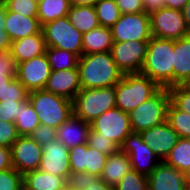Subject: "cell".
<instances>
[{
	"label": "cell",
	"mask_w": 190,
	"mask_h": 190,
	"mask_svg": "<svg viewBox=\"0 0 190 190\" xmlns=\"http://www.w3.org/2000/svg\"><path fill=\"white\" fill-rule=\"evenodd\" d=\"M77 67L82 89L116 86L123 77L111 52L82 55Z\"/></svg>",
	"instance_id": "obj_1"
},
{
	"label": "cell",
	"mask_w": 190,
	"mask_h": 190,
	"mask_svg": "<svg viewBox=\"0 0 190 190\" xmlns=\"http://www.w3.org/2000/svg\"><path fill=\"white\" fill-rule=\"evenodd\" d=\"M140 73L148 76L160 87L174 86V40L152 36Z\"/></svg>",
	"instance_id": "obj_2"
},
{
	"label": "cell",
	"mask_w": 190,
	"mask_h": 190,
	"mask_svg": "<svg viewBox=\"0 0 190 190\" xmlns=\"http://www.w3.org/2000/svg\"><path fill=\"white\" fill-rule=\"evenodd\" d=\"M160 88L155 81L141 73L124 74L115 86L116 107L130 113Z\"/></svg>",
	"instance_id": "obj_3"
},
{
	"label": "cell",
	"mask_w": 190,
	"mask_h": 190,
	"mask_svg": "<svg viewBox=\"0 0 190 190\" xmlns=\"http://www.w3.org/2000/svg\"><path fill=\"white\" fill-rule=\"evenodd\" d=\"M28 101L37 112L40 124L55 129L73 114V101L44 89L29 92Z\"/></svg>",
	"instance_id": "obj_4"
},
{
	"label": "cell",
	"mask_w": 190,
	"mask_h": 190,
	"mask_svg": "<svg viewBox=\"0 0 190 190\" xmlns=\"http://www.w3.org/2000/svg\"><path fill=\"white\" fill-rule=\"evenodd\" d=\"M115 107V86L81 89L73 100V114L88 123Z\"/></svg>",
	"instance_id": "obj_5"
},
{
	"label": "cell",
	"mask_w": 190,
	"mask_h": 190,
	"mask_svg": "<svg viewBox=\"0 0 190 190\" xmlns=\"http://www.w3.org/2000/svg\"><path fill=\"white\" fill-rule=\"evenodd\" d=\"M170 103L168 88L161 87L152 97L129 113L132 132H142L167 121Z\"/></svg>",
	"instance_id": "obj_6"
},
{
	"label": "cell",
	"mask_w": 190,
	"mask_h": 190,
	"mask_svg": "<svg viewBox=\"0 0 190 190\" xmlns=\"http://www.w3.org/2000/svg\"><path fill=\"white\" fill-rule=\"evenodd\" d=\"M46 47L66 50L82 56L83 34L76 30L67 16L58 18L42 26Z\"/></svg>",
	"instance_id": "obj_7"
},
{
	"label": "cell",
	"mask_w": 190,
	"mask_h": 190,
	"mask_svg": "<svg viewBox=\"0 0 190 190\" xmlns=\"http://www.w3.org/2000/svg\"><path fill=\"white\" fill-rule=\"evenodd\" d=\"M151 35L177 40L190 35L182 11L162 7L149 13Z\"/></svg>",
	"instance_id": "obj_8"
},
{
	"label": "cell",
	"mask_w": 190,
	"mask_h": 190,
	"mask_svg": "<svg viewBox=\"0 0 190 190\" xmlns=\"http://www.w3.org/2000/svg\"><path fill=\"white\" fill-rule=\"evenodd\" d=\"M119 149L129 156L132 169L146 177L161 162L153 150L143 141L139 132H131Z\"/></svg>",
	"instance_id": "obj_9"
},
{
	"label": "cell",
	"mask_w": 190,
	"mask_h": 190,
	"mask_svg": "<svg viewBox=\"0 0 190 190\" xmlns=\"http://www.w3.org/2000/svg\"><path fill=\"white\" fill-rule=\"evenodd\" d=\"M111 30L114 42L149 41L152 38L148 12L121 14Z\"/></svg>",
	"instance_id": "obj_10"
},
{
	"label": "cell",
	"mask_w": 190,
	"mask_h": 190,
	"mask_svg": "<svg viewBox=\"0 0 190 190\" xmlns=\"http://www.w3.org/2000/svg\"><path fill=\"white\" fill-rule=\"evenodd\" d=\"M90 125L93 131L101 133L105 138H110L119 147L132 132L129 113L122 111L118 107L105 111L93 120Z\"/></svg>",
	"instance_id": "obj_11"
},
{
	"label": "cell",
	"mask_w": 190,
	"mask_h": 190,
	"mask_svg": "<svg viewBox=\"0 0 190 190\" xmlns=\"http://www.w3.org/2000/svg\"><path fill=\"white\" fill-rule=\"evenodd\" d=\"M149 41L114 42L111 54L118 69L124 74L140 73L146 59Z\"/></svg>",
	"instance_id": "obj_12"
},
{
	"label": "cell",
	"mask_w": 190,
	"mask_h": 190,
	"mask_svg": "<svg viewBox=\"0 0 190 190\" xmlns=\"http://www.w3.org/2000/svg\"><path fill=\"white\" fill-rule=\"evenodd\" d=\"M51 74L46 54L17 64L16 78L28 92L43 90Z\"/></svg>",
	"instance_id": "obj_13"
},
{
	"label": "cell",
	"mask_w": 190,
	"mask_h": 190,
	"mask_svg": "<svg viewBox=\"0 0 190 190\" xmlns=\"http://www.w3.org/2000/svg\"><path fill=\"white\" fill-rule=\"evenodd\" d=\"M43 147L31 136H19L11 146L12 165L24 175L39 168Z\"/></svg>",
	"instance_id": "obj_14"
},
{
	"label": "cell",
	"mask_w": 190,
	"mask_h": 190,
	"mask_svg": "<svg viewBox=\"0 0 190 190\" xmlns=\"http://www.w3.org/2000/svg\"><path fill=\"white\" fill-rule=\"evenodd\" d=\"M108 156L85 144L69 149L71 172H87L100 177Z\"/></svg>",
	"instance_id": "obj_15"
},
{
	"label": "cell",
	"mask_w": 190,
	"mask_h": 190,
	"mask_svg": "<svg viewBox=\"0 0 190 190\" xmlns=\"http://www.w3.org/2000/svg\"><path fill=\"white\" fill-rule=\"evenodd\" d=\"M42 147L43 154L38 169L67 179L71 173L69 149L57 139L52 140Z\"/></svg>",
	"instance_id": "obj_16"
},
{
	"label": "cell",
	"mask_w": 190,
	"mask_h": 190,
	"mask_svg": "<svg viewBox=\"0 0 190 190\" xmlns=\"http://www.w3.org/2000/svg\"><path fill=\"white\" fill-rule=\"evenodd\" d=\"M140 134L143 141L153 150L161 162L165 160L180 139L178 133L171 127L168 121L144 130Z\"/></svg>",
	"instance_id": "obj_17"
},
{
	"label": "cell",
	"mask_w": 190,
	"mask_h": 190,
	"mask_svg": "<svg viewBox=\"0 0 190 190\" xmlns=\"http://www.w3.org/2000/svg\"><path fill=\"white\" fill-rule=\"evenodd\" d=\"M81 89L78 69L51 71L44 88L45 91L63 96L71 101Z\"/></svg>",
	"instance_id": "obj_18"
},
{
	"label": "cell",
	"mask_w": 190,
	"mask_h": 190,
	"mask_svg": "<svg viewBox=\"0 0 190 190\" xmlns=\"http://www.w3.org/2000/svg\"><path fill=\"white\" fill-rule=\"evenodd\" d=\"M148 190H184L186 180L183 172L163 161L147 177Z\"/></svg>",
	"instance_id": "obj_19"
},
{
	"label": "cell",
	"mask_w": 190,
	"mask_h": 190,
	"mask_svg": "<svg viewBox=\"0 0 190 190\" xmlns=\"http://www.w3.org/2000/svg\"><path fill=\"white\" fill-rule=\"evenodd\" d=\"M90 123L72 114L57 128V140L68 149L87 143Z\"/></svg>",
	"instance_id": "obj_20"
},
{
	"label": "cell",
	"mask_w": 190,
	"mask_h": 190,
	"mask_svg": "<svg viewBox=\"0 0 190 190\" xmlns=\"http://www.w3.org/2000/svg\"><path fill=\"white\" fill-rule=\"evenodd\" d=\"M4 29L11 41L14 42L38 34L42 27L37 17H25L7 9Z\"/></svg>",
	"instance_id": "obj_21"
},
{
	"label": "cell",
	"mask_w": 190,
	"mask_h": 190,
	"mask_svg": "<svg viewBox=\"0 0 190 190\" xmlns=\"http://www.w3.org/2000/svg\"><path fill=\"white\" fill-rule=\"evenodd\" d=\"M10 51L17 64L45 54L46 44L42 30L38 34L12 42Z\"/></svg>",
	"instance_id": "obj_22"
},
{
	"label": "cell",
	"mask_w": 190,
	"mask_h": 190,
	"mask_svg": "<svg viewBox=\"0 0 190 190\" xmlns=\"http://www.w3.org/2000/svg\"><path fill=\"white\" fill-rule=\"evenodd\" d=\"M131 169L129 156L119 149L114 154L108 156L100 179L109 186L115 187Z\"/></svg>",
	"instance_id": "obj_23"
},
{
	"label": "cell",
	"mask_w": 190,
	"mask_h": 190,
	"mask_svg": "<svg viewBox=\"0 0 190 190\" xmlns=\"http://www.w3.org/2000/svg\"><path fill=\"white\" fill-rule=\"evenodd\" d=\"M113 43L111 28L98 26L83 34L82 55L111 52Z\"/></svg>",
	"instance_id": "obj_24"
},
{
	"label": "cell",
	"mask_w": 190,
	"mask_h": 190,
	"mask_svg": "<svg viewBox=\"0 0 190 190\" xmlns=\"http://www.w3.org/2000/svg\"><path fill=\"white\" fill-rule=\"evenodd\" d=\"M67 185V179L39 169L23 175L25 190H62Z\"/></svg>",
	"instance_id": "obj_25"
},
{
	"label": "cell",
	"mask_w": 190,
	"mask_h": 190,
	"mask_svg": "<svg viewBox=\"0 0 190 190\" xmlns=\"http://www.w3.org/2000/svg\"><path fill=\"white\" fill-rule=\"evenodd\" d=\"M190 77V35L174 40V85Z\"/></svg>",
	"instance_id": "obj_26"
},
{
	"label": "cell",
	"mask_w": 190,
	"mask_h": 190,
	"mask_svg": "<svg viewBox=\"0 0 190 190\" xmlns=\"http://www.w3.org/2000/svg\"><path fill=\"white\" fill-rule=\"evenodd\" d=\"M67 18L72 26L82 34L100 26L94 6L71 5Z\"/></svg>",
	"instance_id": "obj_27"
},
{
	"label": "cell",
	"mask_w": 190,
	"mask_h": 190,
	"mask_svg": "<svg viewBox=\"0 0 190 190\" xmlns=\"http://www.w3.org/2000/svg\"><path fill=\"white\" fill-rule=\"evenodd\" d=\"M70 0H42L38 3L37 18L41 27L58 18L67 16Z\"/></svg>",
	"instance_id": "obj_28"
},
{
	"label": "cell",
	"mask_w": 190,
	"mask_h": 190,
	"mask_svg": "<svg viewBox=\"0 0 190 190\" xmlns=\"http://www.w3.org/2000/svg\"><path fill=\"white\" fill-rule=\"evenodd\" d=\"M28 93L16 78V74L0 72V102L24 101L28 99Z\"/></svg>",
	"instance_id": "obj_29"
},
{
	"label": "cell",
	"mask_w": 190,
	"mask_h": 190,
	"mask_svg": "<svg viewBox=\"0 0 190 190\" xmlns=\"http://www.w3.org/2000/svg\"><path fill=\"white\" fill-rule=\"evenodd\" d=\"M19 136H30L40 125L37 112L28 99L19 104L18 118L14 120Z\"/></svg>",
	"instance_id": "obj_30"
},
{
	"label": "cell",
	"mask_w": 190,
	"mask_h": 190,
	"mask_svg": "<svg viewBox=\"0 0 190 190\" xmlns=\"http://www.w3.org/2000/svg\"><path fill=\"white\" fill-rule=\"evenodd\" d=\"M67 185L74 190H115V187L103 182L99 176L87 172H71Z\"/></svg>",
	"instance_id": "obj_31"
},
{
	"label": "cell",
	"mask_w": 190,
	"mask_h": 190,
	"mask_svg": "<svg viewBox=\"0 0 190 190\" xmlns=\"http://www.w3.org/2000/svg\"><path fill=\"white\" fill-rule=\"evenodd\" d=\"M163 162L184 172L190 166V139L180 138Z\"/></svg>",
	"instance_id": "obj_32"
},
{
	"label": "cell",
	"mask_w": 190,
	"mask_h": 190,
	"mask_svg": "<svg viewBox=\"0 0 190 190\" xmlns=\"http://www.w3.org/2000/svg\"><path fill=\"white\" fill-rule=\"evenodd\" d=\"M45 54L51 66V71L78 69L79 57L72 52L53 47H46Z\"/></svg>",
	"instance_id": "obj_33"
},
{
	"label": "cell",
	"mask_w": 190,
	"mask_h": 190,
	"mask_svg": "<svg viewBox=\"0 0 190 190\" xmlns=\"http://www.w3.org/2000/svg\"><path fill=\"white\" fill-rule=\"evenodd\" d=\"M167 121L180 138L190 139V114L177 109L171 102L167 109Z\"/></svg>",
	"instance_id": "obj_34"
},
{
	"label": "cell",
	"mask_w": 190,
	"mask_h": 190,
	"mask_svg": "<svg viewBox=\"0 0 190 190\" xmlns=\"http://www.w3.org/2000/svg\"><path fill=\"white\" fill-rule=\"evenodd\" d=\"M94 7L100 26L111 28L121 16L114 0H98Z\"/></svg>",
	"instance_id": "obj_35"
},
{
	"label": "cell",
	"mask_w": 190,
	"mask_h": 190,
	"mask_svg": "<svg viewBox=\"0 0 190 190\" xmlns=\"http://www.w3.org/2000/svg\"><path fill=\"white\" fill-rule=\"evenodd\" d=\"M115 190H148L147 177L131 169L118 182Z\"/></svg>",
	"instance_id": "obj_36"
},
{
	"label": "cell",
	"mask_w": 190,
	"mask_h": 190,
	"mask_svg": "<svg viewBox=\"0 0 190 190\" xmlns=\"http://www.w3.org/2000/svg\"><path fill=\"white\" fill-rule=\"evenodd\" d=\"M87 145L107 156L119 150V146L114 141L110 138L103 137L101 133L93 131L92 129L89 131Z\"/></svg>",
	"instance_id": "obj_37"
},
{
	"label": "cell",
	"mask_w": 190,
	"mask_h": 190,
	"mask_svg": "<svg viewBox=\"0 0 190 190\" xmlns=\"http://www.w3.org/2000/svg\"><path fill=\"white\" fill-rule=\"evenodd\" d=\"M23 189V175L15 168L0 171V190Z\"/></svg>",
	"instance_id": "obj_38"
},
{
	"label": "cell",
	"mask_w": 190,
	"mask_h": 190,
	"mask_svg": "<svg viewBox=\"0 0 190 190\" xmlns=\"http://www.w3.org/2000/svg\"><path fill=\"white\" fill-rule=\"evenodd\" d=\"M170 102L179 110L190 114V92L181 85L168 88Z\"/></svg>",
	"instance_id": "obj_39"
},
{
	"label": "cell",
	"mask_w": 190,
	"mask_h": 190,
	"mask_svg": "<svg viewBox=\"0 0 190 190\" xmlns=\"http://www.w3.org/2000/svg\"><path fill=\"white\" fill-rule=\"evenodd\" d=\"M7 9L25 17H37L38 4L33 0H4Z\"/></svg>",
	"instance_id": "obj_40"
},
{
	"label": "cell",
	"mask_w": 190,
	"mask_h": 190,
	"mask_svg": "<svg viewBox=\"0 0 190 190\" xmlns=\"http://www.w3.org/2000/svg\"><path fill=\"white\" fill-rule=\"evenodd\" d=\"M18 137L19 134L14 122L0 120V146L11 148Z\"/></svg>",
	"instance_id": "obj_41"
},
{
	"label": "cell",
	"mask_w": 190,
	"mask_h": 190,
	"mask_svg": "<svg viewBox=\"0 0 190 190\" xmlns=\"http://www.w3.org/2000/svg\"><path fill=\"white\" fill-rule=\"evenodd\" d=\"M57 129L51 126L40 124L30 135L39 145L44 146L54 139H57Z\"/></svg>",
	"instance_id": "obj_42"
},
{
	"label": "cell",
	"mask_w": 190,
	"mask_h": 190,
	"mask_svg": "<svg viewBox=\"0 0 190 190\" xmlns=\"http://www.w3.org/2000/svg\"><path fill=\"white\" fill-rule=\"evenodd\" d=\"M23 101H1L0 102V120L14 122L18 118L19 104Z\"/></svg>",
	"instance_id": "obj_43"
},
{
	"label": "cell",
	"mask_w": 190,
	"mask_h": 190,
	"mask_svg": "<svg viewBox=\"0 0 190 190\" xmlns=\"http://www.w3.org/2000/svg\"><path fill=\"white\" fill-rule=\"evenodd\" d=\"M7 15V6L4 0H0V51L8 50L12 44L9 35L5 32V18Z\"/></svg>",
	"instance_id": "obj_44"
},
{
	"label": "cell",
	"mask_w": 190,
	"mask_h": 190,
	"mask_svg": "<svg viewBox=\"0 0 190 190\" xmlns=\"http://www.w3.org/2000/svg\"><path fill=\"white\" fill-rule=\"evenodd\" d=\"M0 72H5V74L17 73V62L10 49L0 51Z\"/></svg>",
	"instance_id": "obj_45"
},
{
	"label": "cell",
	"mask_w": 190,
	"mask_h": 190,
	"mask_svg": "<svg viewBox=\"0 0 190 190\" xmlns=\"http://www.w3.org/2000/svg\"><path fill=\"white\" fill-rule=\"evenodd\" d=\"M121 14L145 12L142 0H114Z\"/></svg>",
	"instance_id": "obj_46"
},
{
	"label": "cell",
	"mask_w": 190,
	"mask_h": 190,
	"mask_svg": "<svg viewBox=\"0 0 190 190\" xmlns=\"http://www.w3.org/2000/svg\"><path fill=\"white\" fill-rule=\"evenodd\" d=\"M13 168L10 147L0 146V171Z\"/></svg>",
	"instance_id": "obj_47"
},
{
	"label": "cell",
	"mask_w": 190,
	"mask_h": 190,
	"mask_svg": "<svg viewBox=\"0 0 190 190\" xmlns=\"http://www.w3.org/2000/svg\"><path fill=\"white\" fill-rule=\"evenodd\" d=\"M142 1L145 12L150 13L151 11L164 7L166 0H142Z\"/></svg>",
	"instance_id": "obj_48"
},
{
	"label": "cell",
	"mask_w": 190,
	"mask_h": 190,
	"mask_svg": "<svg viewBox=\"0 0 190 190\" xmlns=\"http://www.w3.org/2000/svg\"><path fill=\"white\" fill-rule=\"evenodd\" d=\"M189 0H166L165 7L182 11Z\"/></svg>",
	"instance_id": "obj_49"
},
{
	"label": "cell",
	"mask_w": 190,
	"mask_h": 190,
	"mask_svg": "<svg viewBox=\"0 0 190 190\" xmlns=\"http://www.w3.org/2000/svg\"><path fill=\"white\" fill-rule=\"evenodd\" d=\"M182 13H183V16H184V20H185L187 30L190 33V0L183 7Z\"/></svg>",
	"instance_id": "obj_50"
},
{
	"label": "cell",
	"mask_w": 190,
	"mask_h": 190,
	"mask_svg": "<svg viewBox=\"0 0 190 190\" xmlns=\"http://www.w3.org/2000/svg\"><path fill=\"white\" fill-rule=\"evenodd\" d=\"M98 0H70L71 5L76 6H94Z\"/></svg>",
	"instance_id": "obj_51"
},
{
	"label": "cell",
	"mask_w": 190,
	"mask_h": 190,
	"mask_svg": "<svg viewBox=\"0 0 190 190\" xmlns=\"http://www.w3.org/2000/svg\"><path fill=\"white\" fill-rule=\"evenodd\" d=\"M181 86L186 89L187 91L190 92V77L187 78L182 84Z\"/></svg>",
	"instance_id": "obj_52"
},
{
	"label": "cell",
	"mask_w": 190,
	"mask_h": 190,
	"mask_svg": "<svg viewBox=\"0 0 190 190\" xmlns=\"http://www.w3.org/2000/svg\"><path fill=\"white\" fill-rule=\"evenodd\" d=\"M186 182H190V166L183 172Z\"/></svg>",
	"instance_id": "obj_53"
},
{
	"label": "cell",
	"mask_w": 190,
	"mask_h": 190,
	"mask_svg": "<svg viewBox=\"0 0 190 190\" xmlns=\"http://www.w3.org/2000/svg\"><path fill=\"white\" fill-rule=\"evenodd\" d=\"M184 190H190V182H186Z\"/></svg>",
	"instance_id": "obj_54"
},
{
	"label": "cell",
	"mask_w": 190,
	"mask_h": 190,
	"mask_svg": "<svg viewBox=\"0 0 190 190\" xmlns=\"http://www.w3.org/2000/svg\"><path fill=\"white\" fill-rule=\"evenodd\" d=\"M62 190H74V189L70 188L68 185H66Z\"/></svg>",
	"instance_id": "obj_55"
},
{
	"label": "cell",
	"mask_w": 190,
	"mask_h": 190,
	"mask_svg": "<svg viewBox=\"0 0 190 190\" xmlns=\"http://www.w3.org/2000/svg\"><path fill=\"white\" fill-rule=\"evenodd\" d=\"M33 1H35L37 4L40 2V1H42V0H33Z\"/></svg>",
	"instance_id": "obj_56"
}]
</instances>
